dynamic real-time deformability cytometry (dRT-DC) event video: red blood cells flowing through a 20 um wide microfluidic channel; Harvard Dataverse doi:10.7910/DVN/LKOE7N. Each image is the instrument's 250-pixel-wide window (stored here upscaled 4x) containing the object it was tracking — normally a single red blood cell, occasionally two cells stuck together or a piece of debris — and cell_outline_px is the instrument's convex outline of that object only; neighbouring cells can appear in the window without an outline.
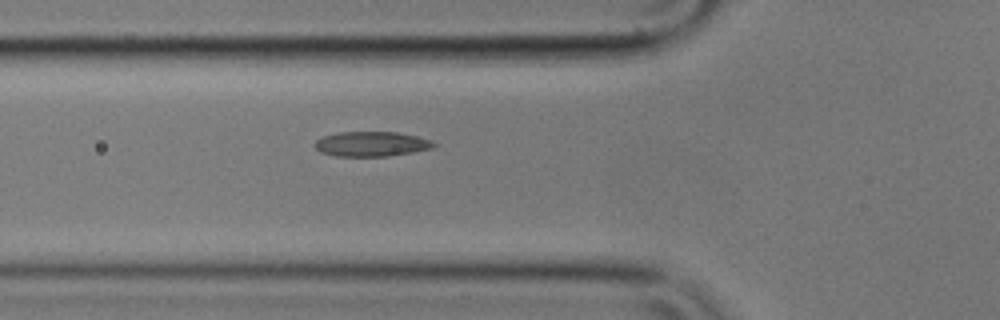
{"species": "common noctule bat (a hibernating species)", "species_latin": "Nyctalus noctula", "temperature_condition": "cold", "stored_images_in_passage": 2, "camera_frame_rate_fps": 3000, "um_per_image_px": 0.085, "animal": {"sex": "male", "body_mass_g": 17.9}, "frame": {"image": 1, "passage_image": 2, "time_ms": 0.333, "image_size_px": [1000, 320], "cell_outline_px": [[436, 144], [432, 148], [412, 152], [388, 156], [336, 156], [320, 152], [312, 144], [316, 140], [324, 136], [340, 132], [396, 132], [416, 136], [432, 140]], "centroid_in_image_um": [31.55, 12.24], "position_along_channel_um": 94.2, "area_um2": 17.17}}